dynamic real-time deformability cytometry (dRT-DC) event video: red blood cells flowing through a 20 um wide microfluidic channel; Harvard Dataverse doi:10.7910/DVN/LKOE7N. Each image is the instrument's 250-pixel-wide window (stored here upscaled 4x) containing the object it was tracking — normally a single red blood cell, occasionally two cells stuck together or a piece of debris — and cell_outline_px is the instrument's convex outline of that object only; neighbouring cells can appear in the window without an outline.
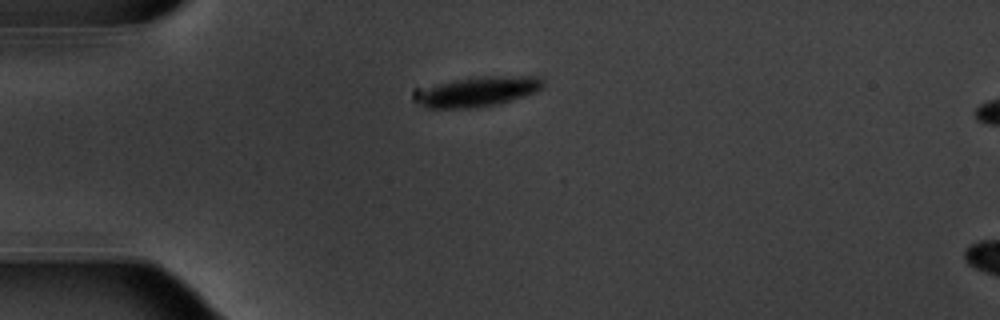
{"species": "common noctule bat (a hibernating species)", "species_latin": "Nyctalus noctula", "temperature_condition": "warm", "stored_images_in_passage": 3, "camera_frame_rate_fps": 3000, "um_per_image_px": 0.085, "animal": {"sex": "male", "body_mass_g": 20.1, "forearm_length_mm": 53.5}, "frame": {"image": 1, "passage_image": 3, "time_ms": 0.667, "image_size_px": [1000, 320], "cell_outline_px": [[544, 84], [536, 92], [496, 104], [480, 108], [424, 108], [412, 100], [412, 96], [416, 92], [440, 84], [456, 80], [480, 76], [544, 76]], "centroid_in_image_um": [40.6, 7.79], "position_along_channel_um": 44.4, "area_um2": 22.25}}